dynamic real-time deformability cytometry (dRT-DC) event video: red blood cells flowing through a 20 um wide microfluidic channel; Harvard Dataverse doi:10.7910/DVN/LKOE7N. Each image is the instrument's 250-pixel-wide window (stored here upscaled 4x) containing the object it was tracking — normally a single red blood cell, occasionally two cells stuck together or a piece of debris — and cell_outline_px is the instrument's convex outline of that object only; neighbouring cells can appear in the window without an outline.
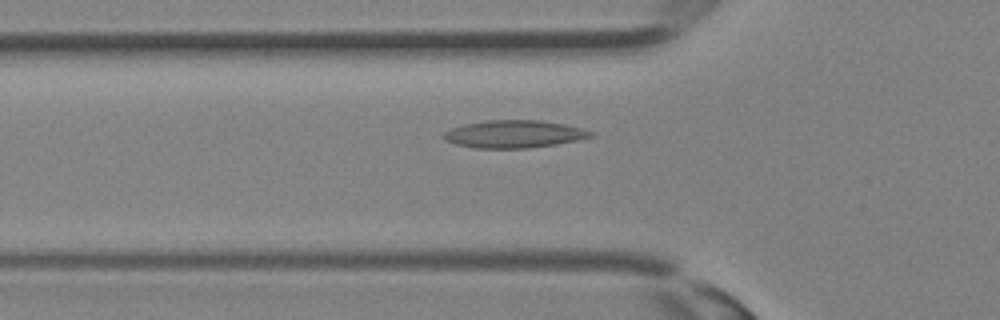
{"species": "Egyptian fruit bat (a non-hibernating species)", "species_latin": "Rousettus aegyptiacus", "temperature_condition": "room temperature", "stored_images_in_passage": 34, "camera_frame_rate_fps": 3000, "um_per_image_px": 0.085, "animal": {"sex": "female"}, "frame": {"image": 1, "passage_image": 12, "time_ms": 3.667, "image_size_px": [1000, 320], "cell_outline_px": [[592, 136], [576, 140], [556, 144], [528, 148], [476, 148], [456, 144], [444, 140], [440, 136], [444, 132], [452, 128], [464, 124], [488, 120], [540, 120], [564, 124], [584, 128], [592, 132]], "centroid_in_image_um": [43.66, 11.39], "position_along_channel_um": 82.1, "area_um2": 23.58}}
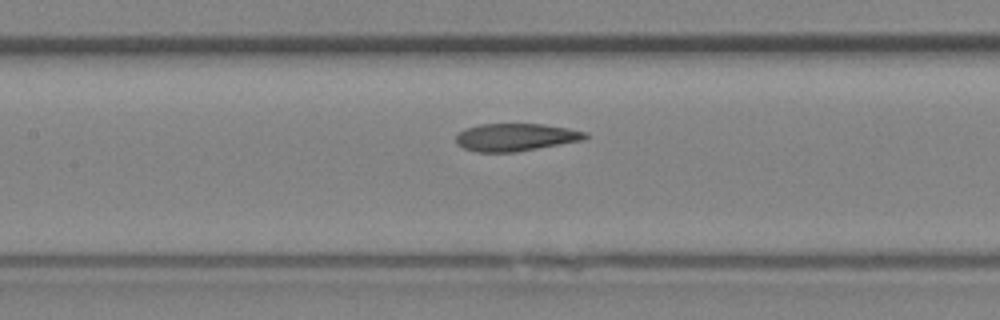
{"frame": {"image": 2, "passage_image": 16, "time_ms": 5.0, "image_size_px": [1000, 320], "cell_outline_px": [[588, 136], [584, 140], [516, 152], [476, 152], [464, 148], [456, 144], [456, 136], [464, 128], [480, 124], [544, 124], [568, 128], [588, 132]], "centroid_in_image_um": [43.83, 11.66], "position_along_channel_um": 163.6, "area_um2": 20.92}}
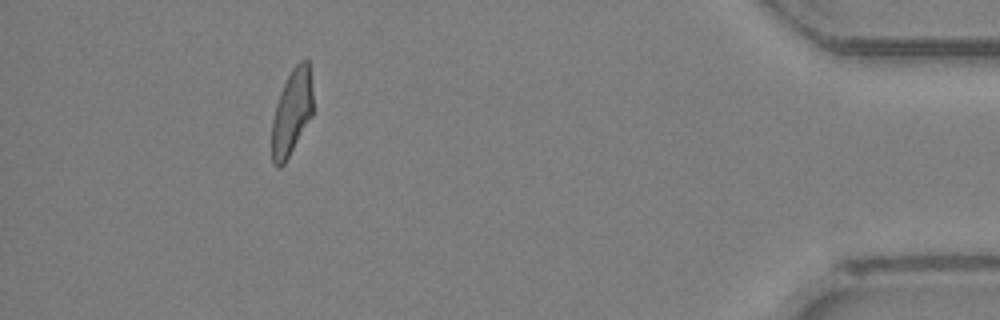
{"frame": {"image": 3, "passage_image": 31, "time_ms": 10.0, "image_size_px": [1000, 320], "cell_outline_px": [[312, 116], [284, 164], [280, 168], [276, 168], [272, 164], [272, 120], [276, 104], [280, 92], [292, 68], [300, 60], [308, 60], [312, 88]], "centroid_in_image_um": [24.79, 9.57], "position_along_channel_um": 410.4, "area_um2": 20.46}}